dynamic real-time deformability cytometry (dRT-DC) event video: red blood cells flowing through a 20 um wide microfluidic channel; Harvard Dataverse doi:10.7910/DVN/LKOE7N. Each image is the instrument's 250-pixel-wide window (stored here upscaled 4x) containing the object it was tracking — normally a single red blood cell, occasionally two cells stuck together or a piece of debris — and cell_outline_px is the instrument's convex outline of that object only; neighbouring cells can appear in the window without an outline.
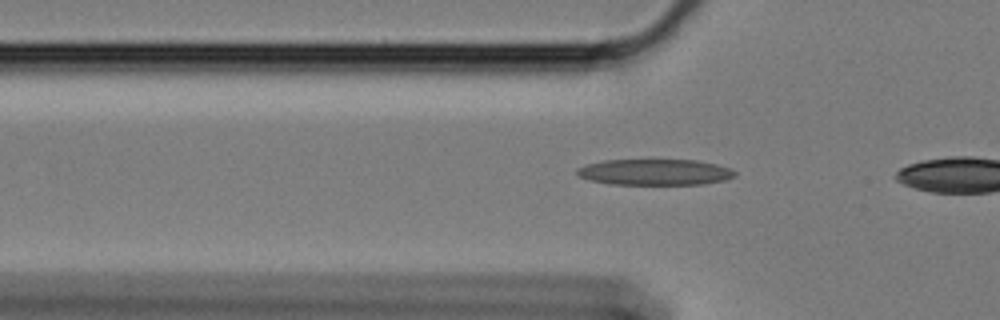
{"species": "Egyptian fruit bat (a non-hibernating species)", "species_latin": "Rousettus aegyptiacus", "temperature_condition": "cold", "stored_images_in_passage": 6, "camera_frame_rate_fps": 3000, "um_per_image_px": 0.085, "animal": {"sex": "female"}, "frame": {"image": 1, "passage_image": 5, "time_ms": 1.333, "image_size_px": [1000, 320], "cell_outline_px": [[736, 176], [724, 180], [704, 184], [608, 184], [588, 180], [580, 176], [576, 172], [576, 168], [588, 164], [604, 160], [696, 160], [716, 164], [728, 168], [736, 172]], "centroid_in_image_um": [55.65, 14.63], "position_along_channel_um": 70.2, "area_um2": 23.87}}